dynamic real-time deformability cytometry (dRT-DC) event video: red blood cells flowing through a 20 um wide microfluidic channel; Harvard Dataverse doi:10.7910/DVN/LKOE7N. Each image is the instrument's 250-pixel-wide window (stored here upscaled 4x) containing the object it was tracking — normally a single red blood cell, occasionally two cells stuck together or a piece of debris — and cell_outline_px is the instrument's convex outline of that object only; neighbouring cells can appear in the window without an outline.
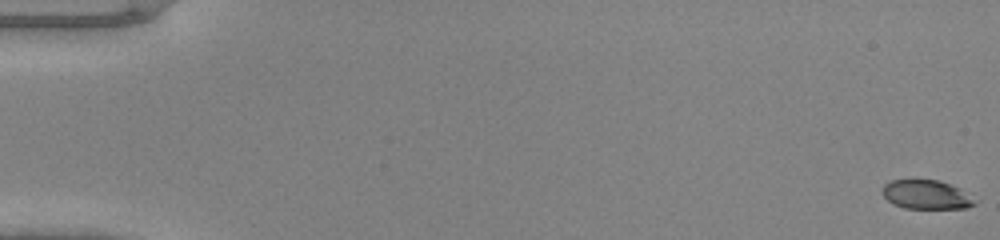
{"species": "common noctule bat (a hibernating species)", "species_latin": "Nyctalus noctula", "temperature_condition": "warm", "stored_images_in_passage": 49, "camera_frame_rate_fps": 3000, "um_per_image_px": 0.085, "animal": {"sex": "male", "body_mass_g": 20.0, "forearm_length_mm": 53.3}, "frame": {"image": 1, "passage_image": 1, "time_ms": 0.0, "image_size_px": [1000, 240], "cell_outline_px": [[980, 200], [976, 204], [968, 208], [904, 208], [892, 204], [880, 192], [884, 184], [888, 180], [912, 176], [940, 180], [960, 188]], "centroid_in_image_um": [78.72, 16.48], "position_along_channel_um": 6.3, "area_um2": 16.76}}
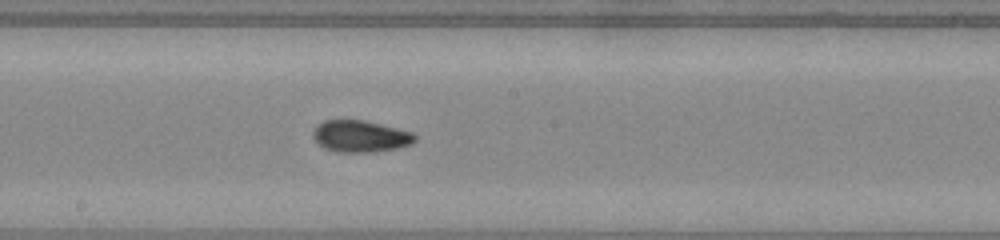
{"frame": {"image": 2, "passage_image": 28, "time_ms": 9.0, "image_size_px": [1000, 240], "cell_outline_px": [[416, 140], [412, 144], [396, 148], [372, 152], [336, 152], [324, 148], [312, 136], [312, 132], [316, 124], [324, 120], [364, 120], [412, 132], [416, 136]], "centroid_in_image_um": [30.61, 11.58], "position_along_channel_um": 217.6, "area_um2": 18.84}}
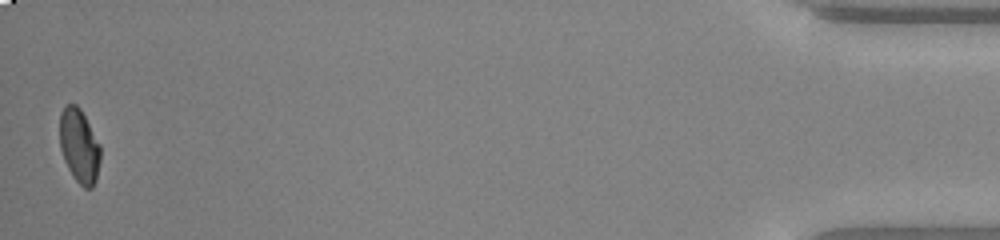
{"frame": {"image": 3, "passage_image": 49, "time_ms": 16.0, "image_size_px": [1000, 240], "cell_outline_px": [[100, 160], [96, 180], [92, 188], [84, 188], [72, 176], [64, 160], [60, 148], [60, 112], [68, 104], [76, 104], [80, 108], [100, 144]], "centroid_in_image_um": [6.74, 12.41], "position_along_channel_um": 428.5, "area_um2": 17.51}}